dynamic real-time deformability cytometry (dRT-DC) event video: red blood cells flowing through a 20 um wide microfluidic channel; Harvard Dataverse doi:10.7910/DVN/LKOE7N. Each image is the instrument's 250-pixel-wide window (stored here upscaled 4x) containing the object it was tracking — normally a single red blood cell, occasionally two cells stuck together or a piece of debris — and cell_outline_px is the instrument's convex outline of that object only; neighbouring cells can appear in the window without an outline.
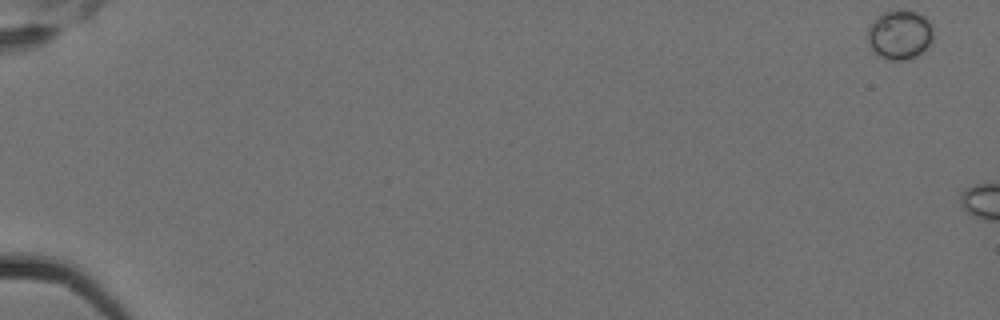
{"species": "Egyptian fruit bat (a non-hibernating species)", "species_latin": "Rousettus aegyptiacus", "temperature_condition": "cold", "stored_images_in_passage": 8, "camera_frame_rate_fps": 3000, "um_per_image_px": 0.085, "animal": {"sex": "female"}, "frame": {"image": 1, "passage_image": 1, "time_ms": 0.0, "image_size_px": [1000, 320], "cell_outline_px": [[932, 40], [916, 56], [908, 60], [888, 60], [876, 56], [872, 52], [868, 40], [868, 28], [872, 20], [884, 12], [916, 12], [924, 16], [932, 24]], "centroid_in_image_um": [76.44, 2.99], "position_along_channel_um": 8.6, "area_um2": 18.67}}
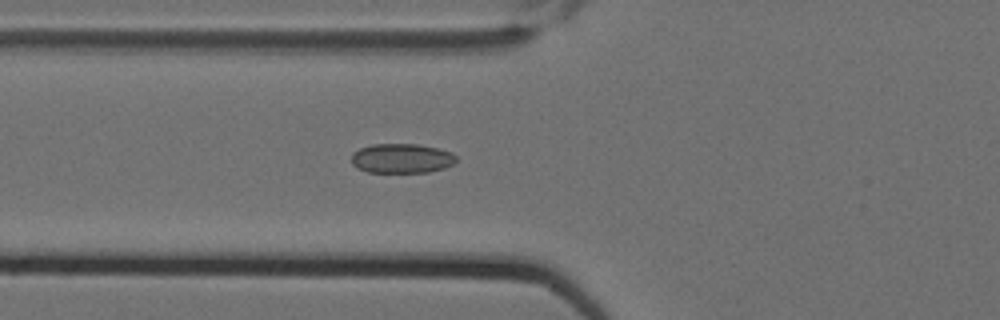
{"frame": {"image": 2, "passage_image": 8, "time_ms": 2.333, "image_size_px": [1000, 320], "cell_outline_px": [[456, 160], [452, 164], [444, 168], [428, 172], [368, 172], [356, 168], [352, 164], [352, 152], [360, 148], [372, 144], [416, 144], [436, 148], [452, 152], [456, 156]], "centroid_in_image_um": [34.11, 13.46], "position_along_channel_um": 91.7, "area_um2": 18.03}}